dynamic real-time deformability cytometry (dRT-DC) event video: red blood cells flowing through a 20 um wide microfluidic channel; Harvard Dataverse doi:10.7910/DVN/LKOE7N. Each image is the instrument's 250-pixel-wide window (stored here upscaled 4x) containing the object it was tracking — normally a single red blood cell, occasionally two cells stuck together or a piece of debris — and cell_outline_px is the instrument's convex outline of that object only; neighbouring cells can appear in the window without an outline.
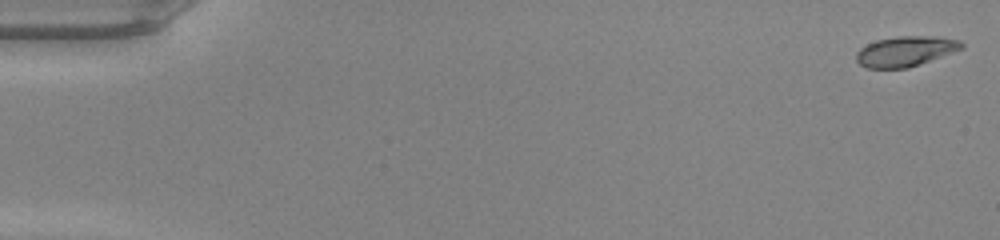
{"species": "common noctule bat (a hibernating species)", "species_latin": "Nyctalus noctula", "temperature_condition": "warm", "stored_images_in_passage": 49, "camera_frame_rate_fps": 3000, "um_per_image_px": 0.085, "animal": {"sex": "male", "body_mass_g": 20.0, "forearm_length_mm": 53.3}, "frame": {"image": 1, "passage_image": 1, "time_ms": 0.0, "image_size_px": [1000, 240], "cell_outline_px": [[964, 48], [908, 68], [868, 68], [860, 64], [856, 60], [856, 52], [860, 48], [876, 40], [900, 36], [940, 36], [960, 40], [964, 44]], "centroid_in_image_um": [76.98, 4.35], "position_along_channel_um": 8.0, "area_um2": 18.5}}
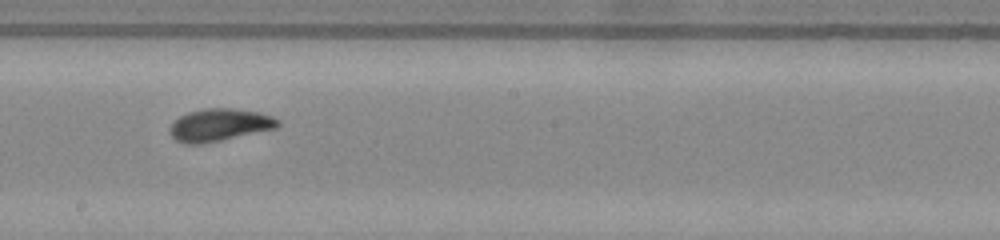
{"frame": {"image": 2, "passage_image": 28, "time_ms": 9.0, "image_size_px": [1000, 240], "cell_outline_px": [[280, 124], [276, 128], [220, 140], [200, 144], [184, 144], [176, 140], [168, 132], [168, 128], [180, 116], [188, 112], [204, 108], [232, 108], [260, 112], [272, 116], [280, 120]], "centroid_in_image_um": [18.64, 10.61], "position_along_channel_um": 229.6, "area_um2": 20.4}}
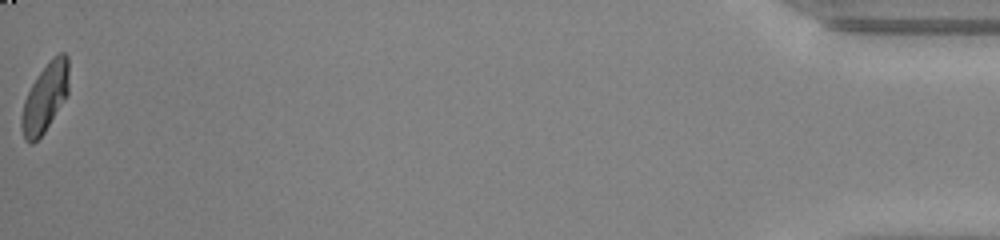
{"frame": {"image": 3, "passage_image": 49, "time_ms": 16.0, "image_size_px": [1000, 240], "cell_outline_px": [[68, 92], [64, 100], [44, 132], [32, 144], [28, 144], [24, 140], [20, 128], [20, 116], [24, 100], [32, 84], [40, 72], [60, 52], [64, 52], [68, 56]], "centroid_in_image_um": [3.79, 8.36], "position_along_channel_um": 431.4, "area_um2": 18.67}, "authors_computed_cell_mechanics": {"area_um2": 19.3052, "velocity_mm_per_s": 4.2553, "shape_relaxation_time_tau1_ms": 3.2127, "shape_relaxation_time_tau2_ms": 1.0729, "deformation_change_tau1": 0.1732, "deformation_change_tau2": 0.0727}}